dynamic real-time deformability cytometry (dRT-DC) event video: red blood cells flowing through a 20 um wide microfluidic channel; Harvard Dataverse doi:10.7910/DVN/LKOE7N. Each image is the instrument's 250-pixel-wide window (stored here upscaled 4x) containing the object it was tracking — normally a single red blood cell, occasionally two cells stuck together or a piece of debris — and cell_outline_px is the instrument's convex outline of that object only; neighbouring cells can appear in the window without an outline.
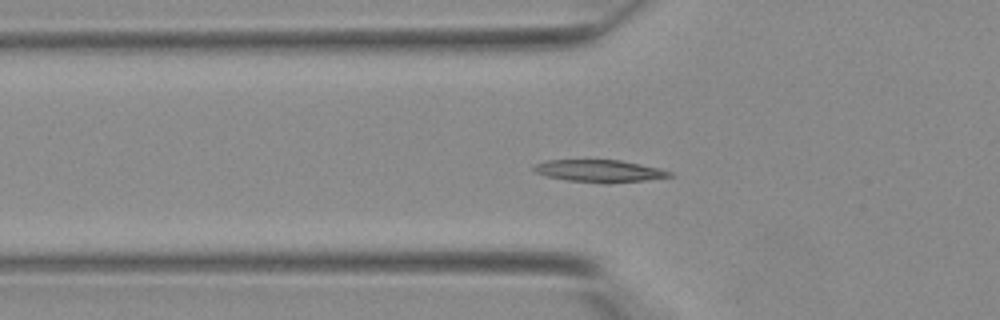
{"species": "Egyptian fruit bat (a non-hibernating species)", "species_latin": "Rousettus aegyptiacus", "temperature_condition": "warm", "stored_images_in_passage": 40, "camera_frame_rate_fps": 3000, "um_per_image_px": 0.085, "animal": {"sex": "female"}, "frame": {"image": 1, "passage_image": 12, "time_ms": 3.667, "image_size_px": [1000, 320], "cell_outline_px": [[672, 176], [644, 180], [608, 184], [604, 184], [568, 180], [548, 176], [536, 172], [532, 168], [536, 164], [548, 160], [620, 160], [660, 168], [672, 172]], "centroid_in_image_um": [50.98, 14.54], "position_along_channel_um": 74.8, "area_um2": 17.51}}
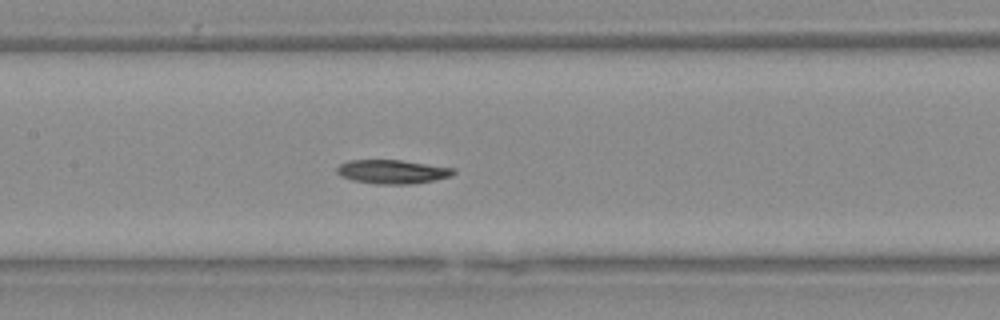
{"frame": {"image": 2, "passage_image": 18, "time_ms": 5.667, "image_size_px": [1000, 320], "cell_outline_px": [[456, 172], [452, 176], [436, 180], [408, 184], [376, 184], [352, 180], [340, 176], [336, 172], [336, 168], [340, 164], [348, 160], [400, 160], [456, 168]], "centroid_in_image_um": [33.36, 14.59], "position_along_channel_um": 174.0, "area_um2": 16.36}}
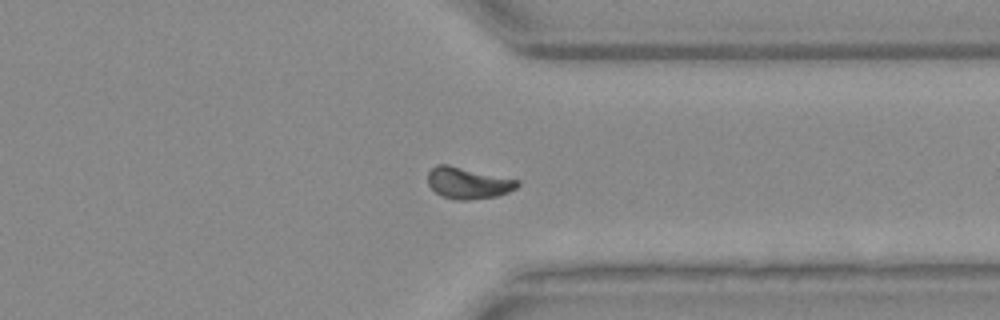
{"frame": {"image": 3, "passage_image": 30, "time_ms": 9.667, "image_size_px": [1000, 320], "cell_outline_px": [[520, 184], [516, 188], [508, 192], [496, 196], [468, 200], [452, 200], [436, 192], [428, 184], [428, 172], [436, 164], [448, 164], [520, 180]], "centroid_in_image_um": [39.79, 15.55], "position_along_channel_um": 371.6, "area_um2": 16.47}}